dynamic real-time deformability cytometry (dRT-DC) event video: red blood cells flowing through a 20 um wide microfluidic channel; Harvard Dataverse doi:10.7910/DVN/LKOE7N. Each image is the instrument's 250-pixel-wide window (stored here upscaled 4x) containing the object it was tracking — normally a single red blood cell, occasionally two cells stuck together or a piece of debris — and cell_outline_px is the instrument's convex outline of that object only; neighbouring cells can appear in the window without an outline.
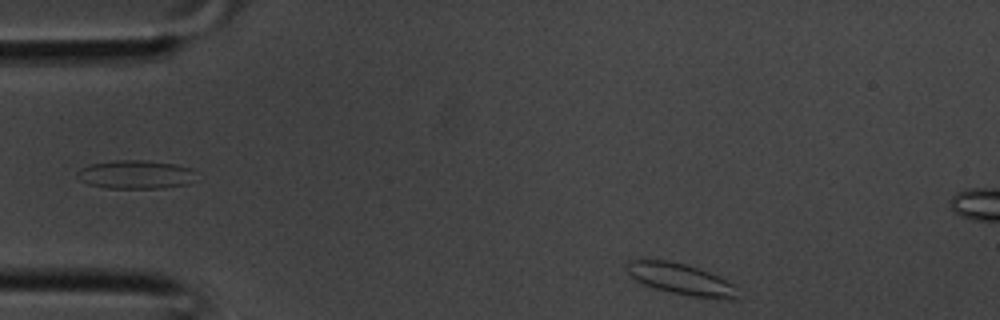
{"species": "common noctule bat (a hibernating species)", "species_latin": "Nyctalus noctula", "temperature_condition": "room temperature", "stored_images_in_passage": 12, "segment_of_instrument_passage": [2, 2], "camera_frame_rate_fps": 3000, "um_per_image_px": 0.085, "animal": {"sex": "male", "body_mass_g": 20.1, "forearm_length_mm": 53.5}, "frame": {"image": 1, "passage_image": 12, "time_ms": 3.667, "image_size_px": [1000, 320], "cell_outline_px": [[740, 300], [732, 300], [688, 296], [656, 288], [644, 284], [636, 280], [628, 272], [628, 260], [644, 256], [684, 264], [708, 272], [736, 284]], "centroid_in_image_um": [57.91, 23.71], "position_along_channel_um": 27.1, "area_um2": 20.52}}